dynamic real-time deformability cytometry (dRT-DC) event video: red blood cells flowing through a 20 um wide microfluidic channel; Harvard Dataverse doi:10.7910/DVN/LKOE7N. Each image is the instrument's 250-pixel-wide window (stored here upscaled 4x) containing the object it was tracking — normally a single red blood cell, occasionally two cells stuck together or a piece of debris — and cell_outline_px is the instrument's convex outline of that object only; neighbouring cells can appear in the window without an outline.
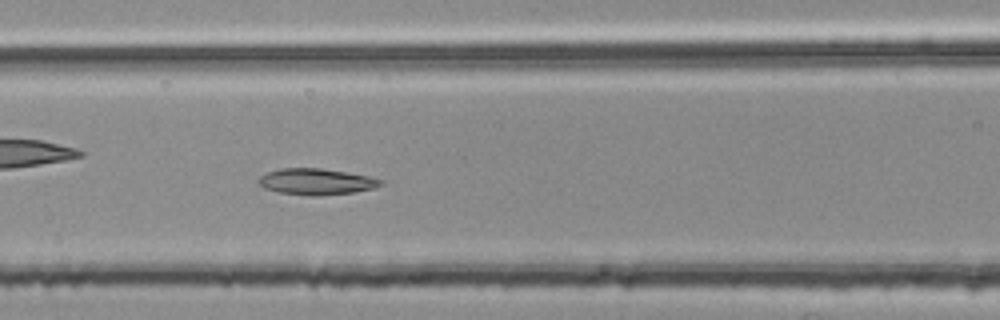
{"species": "common noctule bat (a hibernating species)", "species_latin": "Nyctalus noctula", "temperature_condition": "room temperature", "stored_images_in_passage": 41, "camera_frame_rate_fps": 3000, "um_per_image_px": 0.085, "animal": {"sex": "female", "body_mass_g": 25.1}, "frame": {"image": 1, "passage_image": 17, "time_ms": 5.333, "image_size_px": [1000, 320], "cell_outline_px": [[384, 184], [372, 188], [352, 192], [320, 196], [312, 196], [280, 192], [264, 188], [256, 180], [260, 176], [268, 172], [280, 168], [320, 168], [368, 176], [384, 180]], "centroid_in_image_um": [26.87, 15.44], "position_along_channel_um": 139.7, "area_um2": 18.5}}
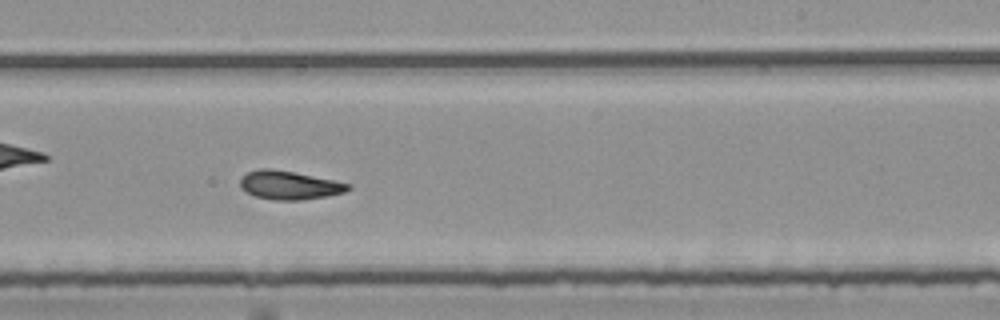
{"frame": {"image": 2, "passage_image": 27, "time_ms": 8.667, "image_size_px": [1000, 320], "cell_outline_px": [[352, 188], [344, 192], [328, 196], [300, 200], [272, 200], [256, 196], [240, 188], [240, 180], [248, 172], [260, 168], [268, 168], [292, 172], [352, 184]], "centroid_in_image_um": [24.6, 15.75], "position_along_channel_um": 264.4, "area_um2": 17.74}}
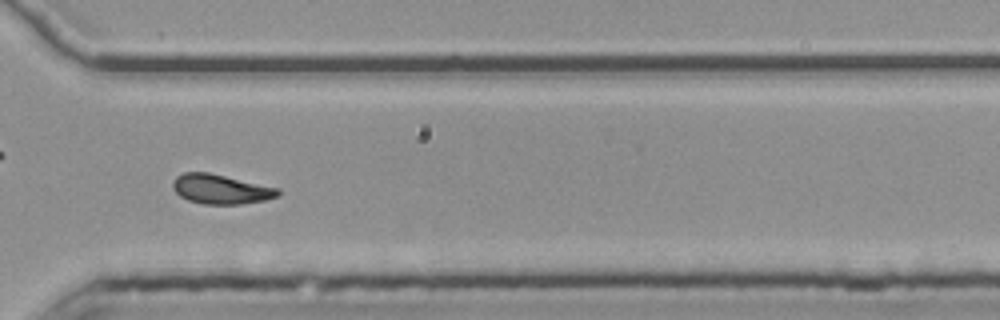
{"frame": {"image": 3, "passage_image": 34, "time_ms": 11.0, "image_size_px": [1000, 320], "cell_outline_px": [[280, 196], [264, 200], [240, 204], [204, 204], [188, 200], [180, 196], [172, 188], [172, 184], [176, 176], [184, 172], [208, 172], [280, 188]], "centroid_in_image_um": [18.77, 16.07], "position_along_channel_um": 351.8, "area_um2": 18.15}, "authors_computed_cell_mechanics": {"area_um2": 18.0336, "velocity_mm_per_s": 3.7514, "shape_relaxation_time_tau1_ms": null, "shape_relaxation_time_tau2_ms": 2.3106, "deformation_change_tau1": null, "deformation_change_tau2": 0.0946}}